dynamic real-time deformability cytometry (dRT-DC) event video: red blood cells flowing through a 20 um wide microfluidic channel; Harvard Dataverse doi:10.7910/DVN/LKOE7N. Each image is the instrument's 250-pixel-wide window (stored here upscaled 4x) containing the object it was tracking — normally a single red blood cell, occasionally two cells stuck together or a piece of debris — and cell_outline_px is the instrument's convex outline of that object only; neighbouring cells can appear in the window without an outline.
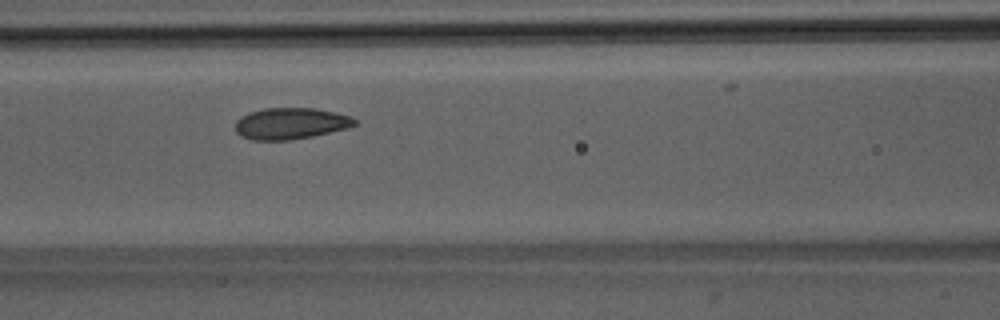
{"species": "Egyptian fruit bat (a non-hibernating species)", "species_latin": "Rousettus aegyptiacus", "temperature_condition": "room temperature", "stored_images_in_passage": 35, "camera_frame_rate_fps": 3000, "um_per_image_px": 0.085, "animal": {"sex": "male"}, "frame": {"image": 1, "passage_image": 15, "time_ms": 4.667, "image_size_px": [1000, 320], "cell_outline_px": [[360, 124], [348, 128], [312, 136], [292, 140], [252, 140], [240, 136], [236, 132], [236, 120], [240, 116], [248, 112], [264, 108], [316, 108], [352, 116]], "centroid_in_image_um": [24.71, 10.49], "position_along_channel_um": 141.9, "area_um2": 22.14}}
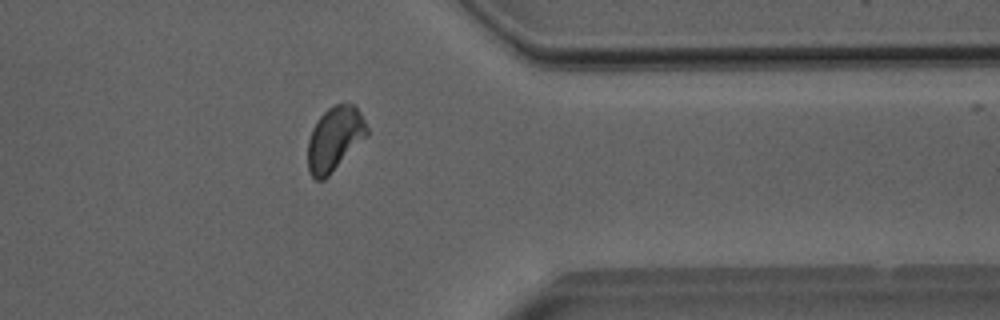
{"frame": {"image": 2, "passage_image": 34, "time_ms": 11.0, "image_size_px": [1000, 320], "cell_outline_px": [[368, 136], [324, 180], [316, 180], [312, 176], [308, 168], [308, 140], [312, 128], [320, 116], [332, 104], [352, 104], [360, 112], [368, 128]], "centroid_in_image_um": [28.45, 11.8], "position_along_channel_um": 383.0, "area_um2": 22.08}}